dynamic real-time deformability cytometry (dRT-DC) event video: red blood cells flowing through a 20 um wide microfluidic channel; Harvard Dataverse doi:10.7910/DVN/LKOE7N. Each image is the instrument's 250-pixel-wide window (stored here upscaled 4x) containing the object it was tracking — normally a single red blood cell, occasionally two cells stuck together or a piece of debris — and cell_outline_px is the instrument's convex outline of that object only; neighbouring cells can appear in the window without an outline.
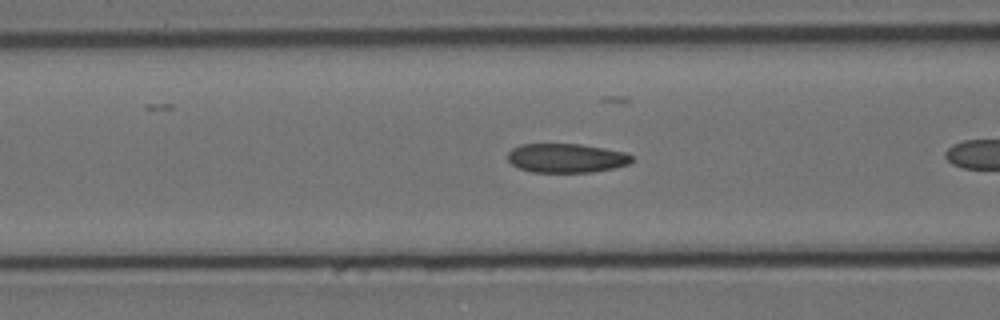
{"species": "Egyptian fruit bat (a non-hibernating species)", "species_latin": "Rousettus aegyptiacus", "temperature_condition": "cold", "stored_images_in_passage": 12, "camera_frame_rate_fps": 3000, "um_per_image_px": 0.085, "animal": {"sex": "female"}, "frame": {"image": 1, "passage_image": 7, "time_ms": 2.0, "image_size_px": [1000, 320], "cell_outline_px": [[632, 160], [628, 164], [612, 168], [592, 172], [532, 172], [520, 168], [512, 164], [508, 160], [508, 152], [512, 148], [520, 144], [580, 144], [628, 152], [632, 156]], "centroid_in_image_um": [48.14, 13.43], "position_along_channel_um": 118.5, "area_um2": 21.04}}
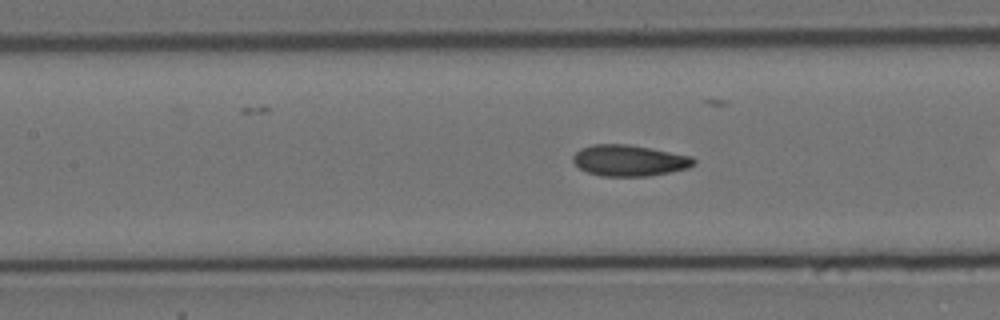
{"frame": {"image": 2, "passage_image": 10, "time_ms": 3.0, "image_size_px": [1000, 320], "cell_outline_px": [[696, 164], [688, 168], [648, 176], [600, 176], [588, 172], [580, 168], [572, 160], [572, 156], [580, 148], [592, 144], [628, 144], [692, 156], [696, 160]], "centroid_in_image_um": [53.48, 13.64], "position_along_channel_um": 153.9, "area_um2": 21.91}}